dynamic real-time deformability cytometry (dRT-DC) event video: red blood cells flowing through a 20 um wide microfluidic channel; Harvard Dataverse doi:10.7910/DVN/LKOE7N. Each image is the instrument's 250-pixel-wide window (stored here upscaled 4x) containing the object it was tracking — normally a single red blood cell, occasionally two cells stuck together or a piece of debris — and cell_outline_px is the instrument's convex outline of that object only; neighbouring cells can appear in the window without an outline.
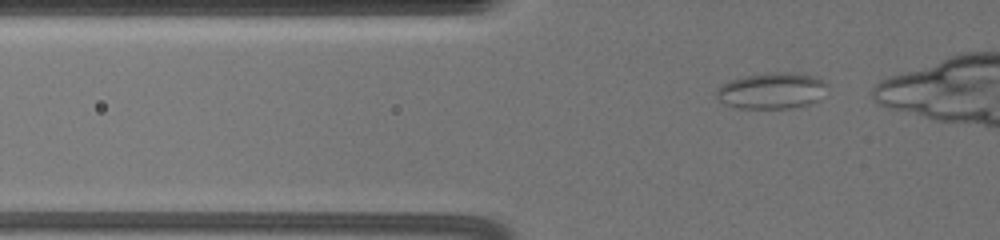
{"species": "common noctule bat (a hibernating species)", "species_latin": "Nyctalus noctula", "temperature_condition": "warm", "stored_images_in_passage": 39, "camera_frame_rate_fps": 3000, "um_per_image_px": 0.085, "animal": {"sex": "female", "body_mass_g": 19.5, "forearm_length_mm": 54.1}, "frame": {"image": 1, "passage_image": 8, "time_ms": 2.667, "image_size_px": [1000, 240], "cell_outline_px": [[828, 84], [816, 100], [808, 104], [788, 108], [736, 108], [724, 104], [716, 96], [716, 88], [732, 80], [744, 76], [768, 72], [796, 72], [816, 76], [824, 80]], "centroid_in_image_um": [65.58, 7.69], "position_along_channel_um": 60.2, "area_um2": 23.29}}
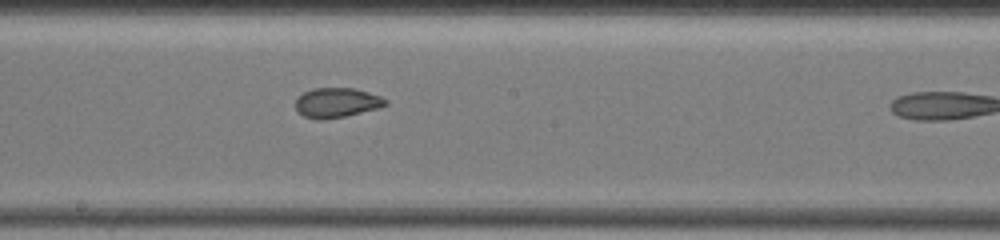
{"frame": {"image": 2, "passage_image": 25, "time_ms": 7.667, "image_size_px": [1000, 240], "cell_outline_px": [[388, 104], [376, 108], [344, 116], [324, 120], [316, 120], [304, 116], [296, 108], [296, 96], [312, 88], [356, 88], [380, 96], [388, 100]], "centroid_in_image_um": [28.6, 8.71], "position_along_channel_um": 219.6, "area_um2": 15.55}}
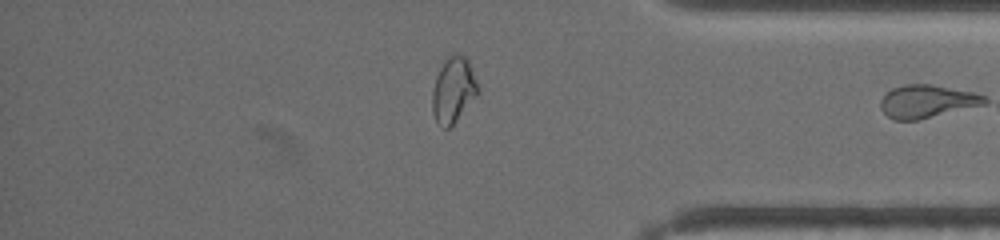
{"frame": {"image": 3, "passage_image": 38, "time_ms": 13.0, "image_size_px": [1000, 240], "cell_outline_px": [[480, 92], [456, 120], [448, 128], [444, 128], [436, 120], [432, 112], [432, 92], [436, 76], [444, 60], [448, 56], [464, 56], [468, 60], [480, 88]], "centroid_in_image_um": [38.54, 7.65], "position_along_channel_um": 396.7, "area_um2": 17.17}}